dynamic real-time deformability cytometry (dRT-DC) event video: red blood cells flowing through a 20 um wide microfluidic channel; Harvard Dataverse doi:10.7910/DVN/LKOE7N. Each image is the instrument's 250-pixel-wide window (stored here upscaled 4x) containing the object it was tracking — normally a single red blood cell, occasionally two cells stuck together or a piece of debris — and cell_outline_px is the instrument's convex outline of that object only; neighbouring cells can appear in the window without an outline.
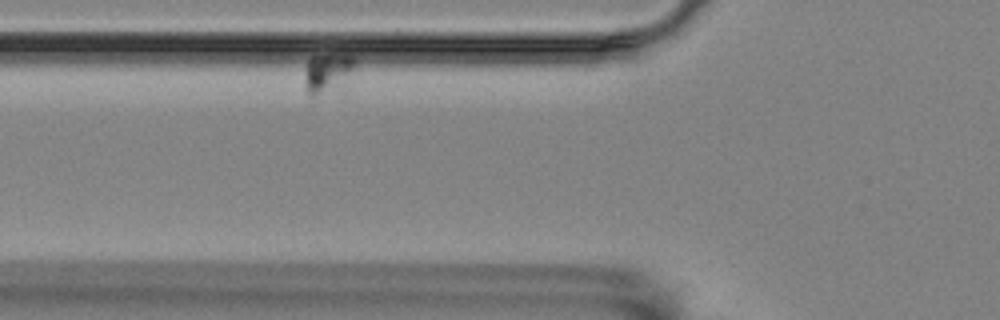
{"species": "Egyptian fruit bat (a non-hibernating species)", "species_latin": "Rousettus aegyptiacus", "temperature_condition": "room temperature", "stored_images_in_passage": 48, "camera_frame_rate_fps": 3000, "um_per_image_px": 0.085, "animal": {"sex": "female"}, "frame": {"image": 1, "passage_image": 9, "time_ms": 2.667, "image_size_px": [1000, 320], "cell_outline_px": [[356, 60], [352, 68], [348, 72], [316, 96], [308, 96], [304, 80], [304, 72], [308, 60], [312, 56], [332, 52], [352, 56]], "centroid_in_image_um": [27.69, 6.04], "position_along_channel_um": 98.1, "area_um2": 10.52}}
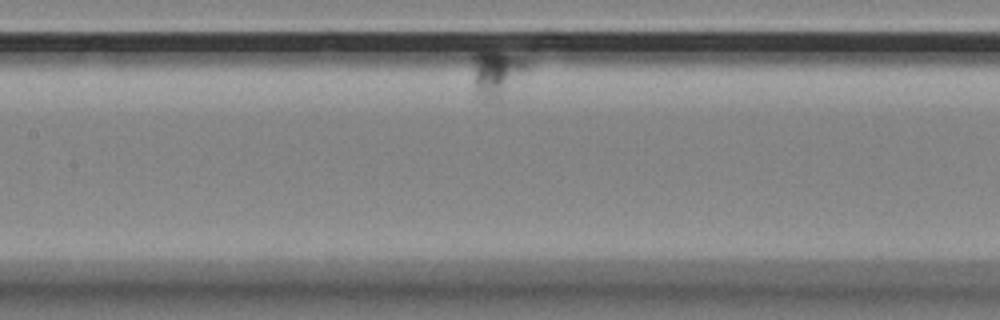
{"frame": {"image": 2, "passage_image": 22, "time_ms": 7.0, "image_size_px": [1000, 320], "cell_outline_px": [[528, 68], [500, 100], [480, 100], [472, 84], [472, 56], [476, 52], [500, 52], [516, 56], [528, 60]], "centroid_in_image_um": [42.15, 6.26], "position_along_channel_um": 165.3, "area_um2": 14.91}}
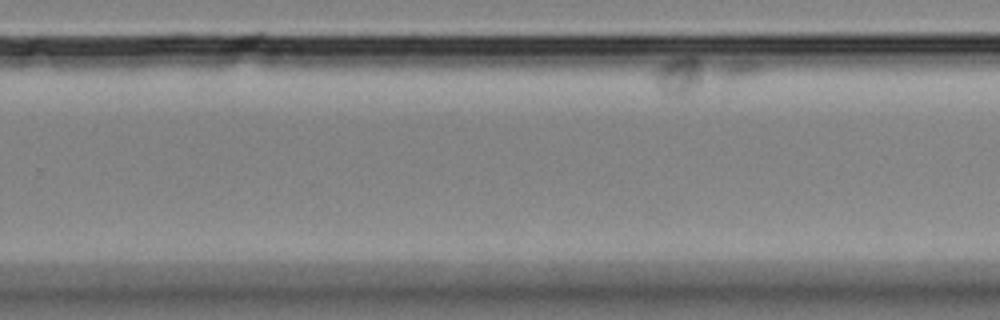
{"frame": {"image": 3, "passage_image": 42, "time_ms": 13.667, "image_size_px": [1000, 320], "cell_outline_px": [[756, 72], [752, 76], [740, 80], [680, 96], [664, 92], [648, 76], [660, 64], [676, 56], [696, 56], [748, 60], [756, 64]], "centroid_in_image_um": [59.46, 6.25], "position_along_channel_um": 270.3, "area_um2": 21.15}}